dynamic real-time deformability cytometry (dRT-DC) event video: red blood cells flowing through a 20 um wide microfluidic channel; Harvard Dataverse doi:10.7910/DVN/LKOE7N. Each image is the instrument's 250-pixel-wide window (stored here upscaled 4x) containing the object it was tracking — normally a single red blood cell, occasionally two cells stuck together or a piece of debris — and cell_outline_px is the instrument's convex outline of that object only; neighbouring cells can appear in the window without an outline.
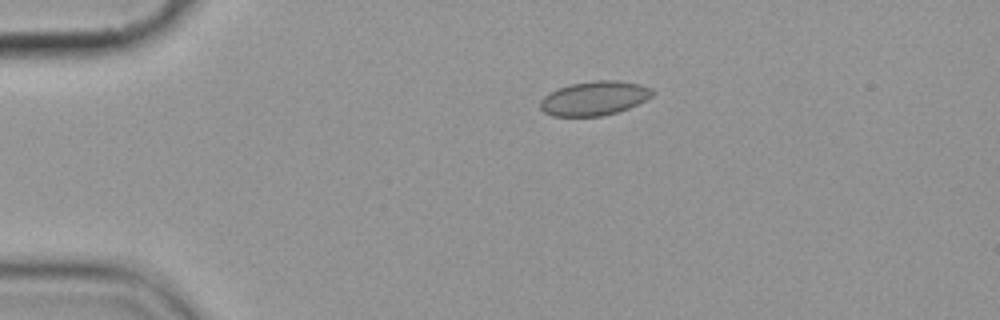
{"species": "common noctule bat (a hibernating species)", "species_latin": "Nyctalus noctula", "temperature_condition": "cold", "stored_images_in_passage": 7, "camera_frame_rate_fps": 3000, "um_per_image_px": 0.085, "animal": {"sex": "female", "body_mass_g": 19.9}, "frame": {"image": 1, "passage_image": 2, "time_ms": 1.0, "image_size_px": [1000, 320], "cell_outline_px": [[656, 92], [652, 96], [628, 108], [616, 112], [600, 116], [552, 116], [544, 112], [540, 108], [540, 100], [548, 92], [572, 84], [596, 80], [616, 80], [640, 84], [652, 88]], "centroid_in_image_um": [50.51, 8.35], "position_along_channel_um": 34.5, "area_um2": 22.25}}
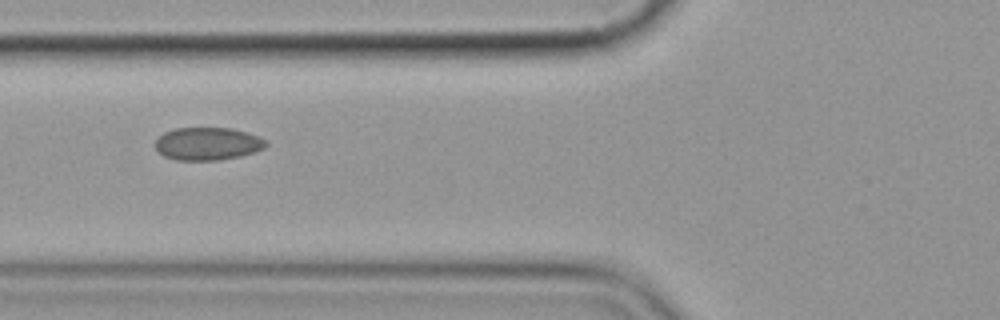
{"frame": {"image": 2, "passage_image": 5, "time_ms": 4.333, "image_size_px": [1000, 320], "cell_outline_px": [[268, 144], [264, 148], [256, 152], [240, 156], [220, 160], [176, 160], [164, 156], [156, 148], [156, 140], [164, 132], [176, 128], [232, 128], [256, 136], [264, 140]], "centroid_in_image_um": [17.65, 12.22], "position_along_channel_um": 108.2, "area_um2": 20.98}}
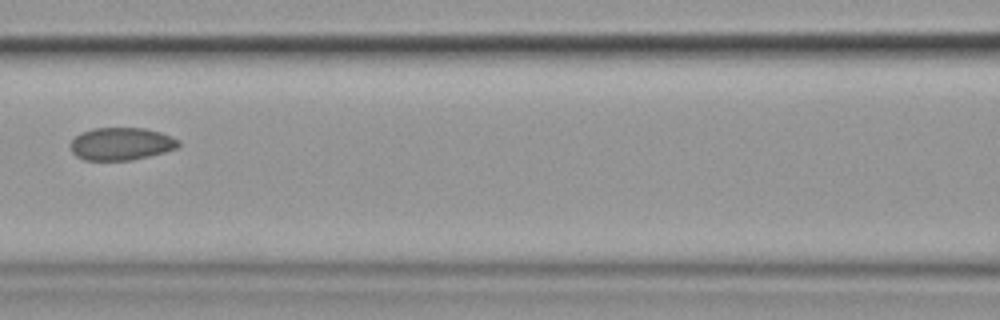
{"frame": {"image": 3, "passage_image": 6, "time_ms": 5.667, "image_size_px": [1000, 320], "cell_outline_px": [[180, 144], [176, 148], [164, 152], [132, 160], [84, 160], [76, 156], [72, 152], [72, 140], [80, 132], [92, 128], [144, 128], [160, 132], [180, 140]], "centroid_in_image_um": [10.3, 12.22], "position_along_channel_um": 156.3, "area_um2": 20.46}}